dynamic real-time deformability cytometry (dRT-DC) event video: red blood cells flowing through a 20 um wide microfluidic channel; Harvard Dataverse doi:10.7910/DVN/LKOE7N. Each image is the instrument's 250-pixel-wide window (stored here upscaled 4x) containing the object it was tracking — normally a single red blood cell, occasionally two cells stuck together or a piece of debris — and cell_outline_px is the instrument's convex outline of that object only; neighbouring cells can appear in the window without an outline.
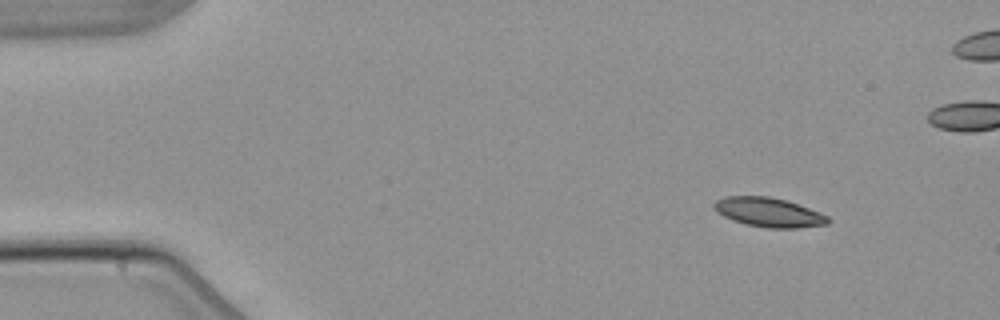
{"species": "common noctule bat (a hibernating species)", "species_latin": "Nyctalus noctula", "temperature_condition": "warm", "stored_images_in_passage": 4, "camera_frame_rate_fps": 3000, "um_per_image_px": 0.085, "animal": {"sex": "male", "body_mass_g": 21.5, "forearm_length_mm": 52.0}, "frame": {"image": 1, "passage_image": 1, "time_ms": 0.0, "image_size_px": [1000, 320], "cell_outline_px": [[832, 220], [828, 224], [796, 228], [768, 228], [748, 224], [732, 220], [716, 212], [712, 208], [712, 204], [716, 200], [724, 196], [768, 196], [788, 200], [820, 212], [828, 216]], "centroid_in_image_um": [65.34, 18.03], "position_along_channel_um": 19.7, "area_um2": 19.65}}